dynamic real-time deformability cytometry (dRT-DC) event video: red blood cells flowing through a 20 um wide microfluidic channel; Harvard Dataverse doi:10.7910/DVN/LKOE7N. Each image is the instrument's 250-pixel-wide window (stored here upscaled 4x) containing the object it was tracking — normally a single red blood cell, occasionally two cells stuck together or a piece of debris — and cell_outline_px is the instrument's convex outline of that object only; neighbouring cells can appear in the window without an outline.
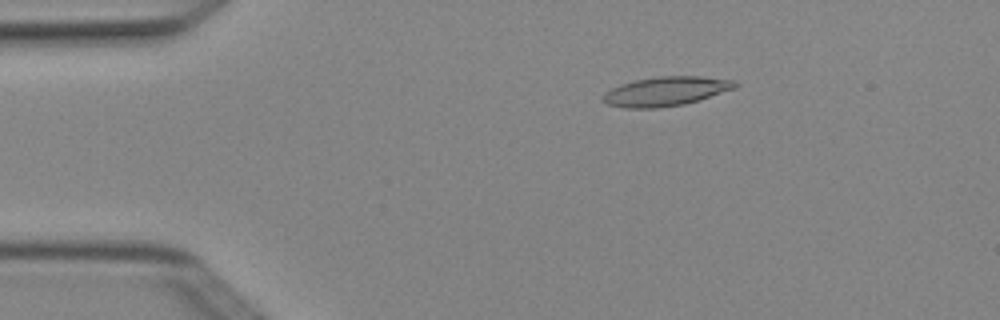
{"species": "Egyptian fruit bat (a non-hibernating species)", "species_latin": "Rousettus aegyptiacus", "temperature_condition": "cold", "stored_images_in_passage": 4, "camera_frame_rate_fps": 3000, "um_per_image_px": 0.085, "animal": {"sex": "female"}, "frame": {"image": 1, "passage_image": 3, "time_ms": 0.667, "image_size_px": [1000, 320], "cell_outline_px": [[740, 84], [736, 88], [684, 104], [660, 108], [624, 108], [608, 104], [600, 100], [600, 96], [604, 92], [620, 84], [636, 80], [660, 76], [700, 76], [736, 80]], "centroid_in_image_um": [56.58, 7.76], "position_along_channel_um": 28.4, "area_um2": 22.66}}